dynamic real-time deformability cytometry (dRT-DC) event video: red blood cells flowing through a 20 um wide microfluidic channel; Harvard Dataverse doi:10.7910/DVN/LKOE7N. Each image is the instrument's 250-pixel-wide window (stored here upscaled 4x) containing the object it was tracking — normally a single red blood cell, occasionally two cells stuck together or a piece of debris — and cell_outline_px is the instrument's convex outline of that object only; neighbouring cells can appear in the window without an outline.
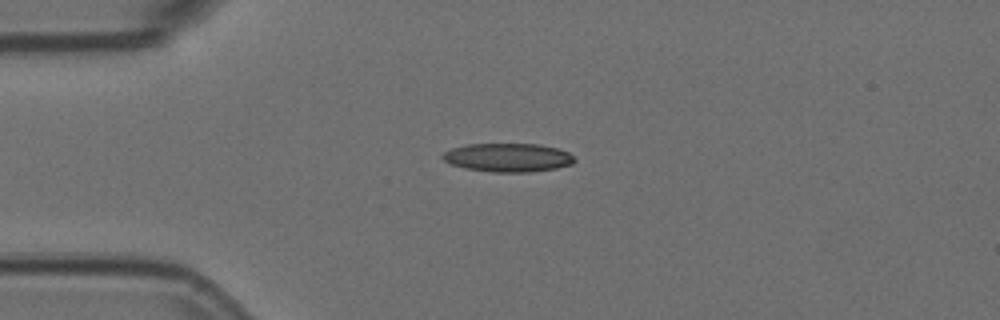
{"species": "Egyptian fruit bat (a non-hibernating species)", "species_latin": "Rousettus aegyptiacus", "temperature_condition": "room temperature", "stored_images_in_passage": 3, "camera_frame_rate_fps": 3000, "um_per_image_px": 0.085, "animal": {"sex": "female"}, "frame": {"image": 1, "passage_image": 2, "time_ms": 0.333, "image_size_px": [1000, 320], "cell_outline_px": [[576, 160], [572, 164], [556, 168], [528, 172], [492, 172], [464, 168], [452, 164], [444, 160], [440, 156], [444, 152], [452, 148], [468, 144], [540, 144], [556, 148], [568, 152]], "centroid_in_image_um": [43.17, 13.39], "position_along_channel_um": 41.8, "area_um2": 21.91}}